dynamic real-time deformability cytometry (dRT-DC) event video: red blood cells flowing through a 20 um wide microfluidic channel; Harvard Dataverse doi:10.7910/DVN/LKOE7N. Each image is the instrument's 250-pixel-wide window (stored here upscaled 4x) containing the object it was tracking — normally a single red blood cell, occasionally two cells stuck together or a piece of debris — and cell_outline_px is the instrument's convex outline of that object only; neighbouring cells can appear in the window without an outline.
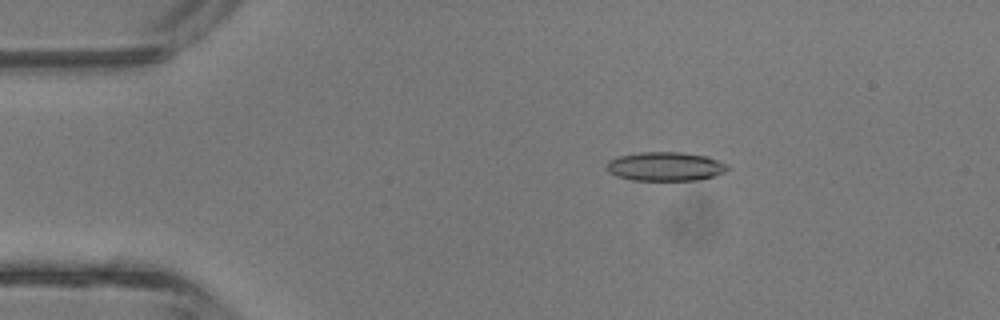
{"species": "common noctule bat (a hibernating species)", "species_latin": "Nyctalus noctula", "temperature_condition": "room temperature", "stored_images_in_passage": 43, "camera_frame_rate_fps": 3000, "um_per_image_px": 0.085, "animal": {"sex": "male", "body_mass_g": 13.3}, "frame": {"image": 1, "passage_image": 8, "time_ms": 2.333, "image_size_px": [1000, 320], "cell_outline_px": [[728, 168], [724, 172], [716, 176], [696, 180], [632, 180], [616, 176], [608, 172], [604, 168], [608, 160], [620, 156], [640, 152], [680, 152], [704, 156], [728, 164]], "centroid_in_image_um": [56.51, 14.15], "position_along_channel_um": 28.5, "area_um2": 20.4}}
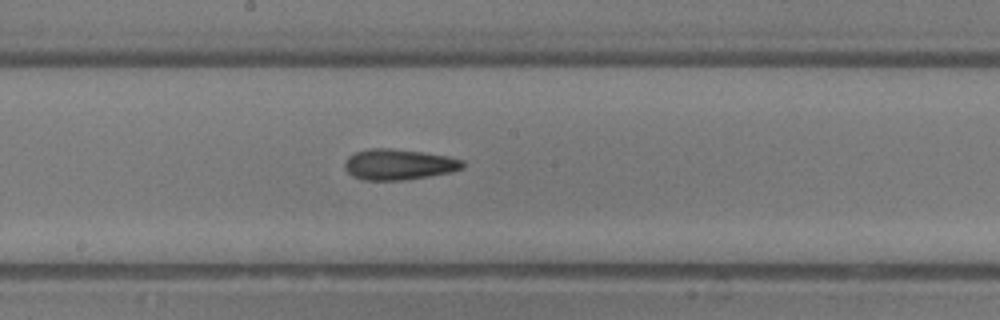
{"frame": {"image": 2, "passage_image": 23, "time_ms": 7.333, "image_size_px": [1000, 320], "cell_outline_px": [[464, 168], [452, 172], [404, 180], [364, 180], [352, 176], [344, 168], [344, 164], [348, 156], [356, 152], [372, 148], [392, 148], [448, 156], [464, 160]], "centroid_in_image_um": [33.9, 13.98], "position_along_channel_um": 214.3, "area_um2": 21.15}}
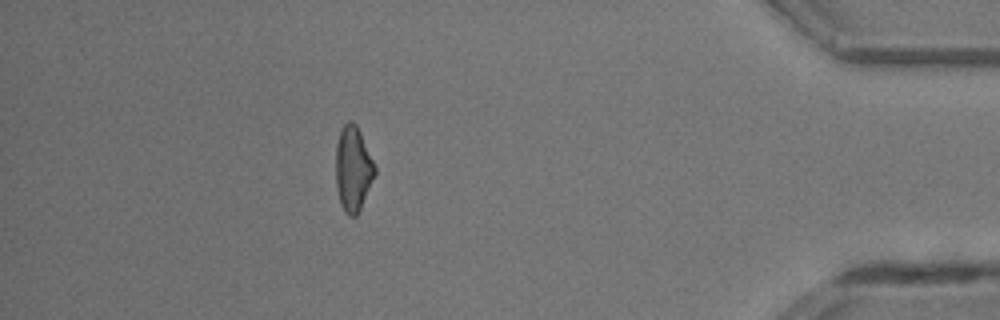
{"frame": {"image": 3, "passage_image": 38, "time_ms": 12.333, "image_size_px": [1000, 320], "cell_outline_px": [[376, 172], [360, 208], [356, 216], [348, 216], [344, 212], [340, 204], [336, 188], [336, 144], [340, 132], [344, 124], [348, 120], [352, 120], [356, 124], [360, 132], [376, 168]], "centroid_in_image_um": [29.99, 14.35], "position_along_channel_um": 405.2, "area_um2": 19.19}, "authors_computed_cell_mechanics": {"area_um2": 20.0566, "velocity_mm_per_s": 4.8513, "shape_relaxation_time_tau1_ms": 10.5336, "shape_relaxation_time_tau2_ms": 4.6037, "deformation_change_tau1": 0.2548, "deformation_change_tau2": 0.1761}}